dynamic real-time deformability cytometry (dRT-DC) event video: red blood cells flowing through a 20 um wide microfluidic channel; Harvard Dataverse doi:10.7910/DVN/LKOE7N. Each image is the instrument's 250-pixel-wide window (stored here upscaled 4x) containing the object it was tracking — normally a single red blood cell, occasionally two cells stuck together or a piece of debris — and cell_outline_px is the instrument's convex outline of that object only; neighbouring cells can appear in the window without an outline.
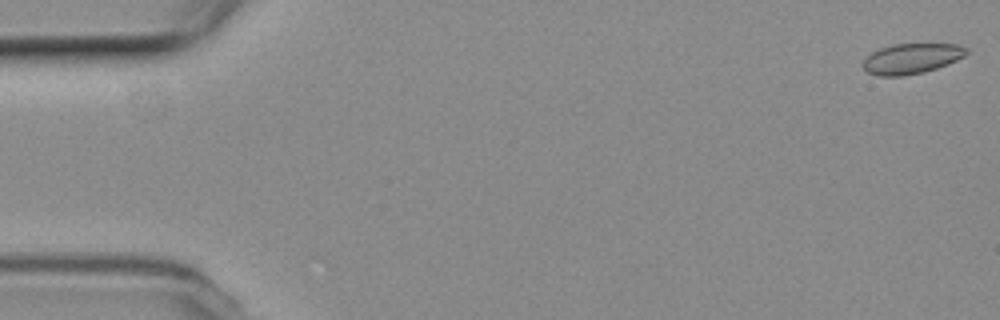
{"species": "common noctule bat (a hibernating species)", "species_latin": "Nyctalus noctula", "temperature_condition": "room temperature", "stored_images_in_passage": 55, "camera_frame_rate_fps": 3000, "um_per_image_px": 0.085, "animal": {"sex": "female", "body_mass_g": 19.3, "forearm_length_mm": 54.1}, "frame": {"image": 1, "passage_image": 1, "time_ms": 0.0, "image_size_px": [1000, 320], "cell_outline_px": [[968, 52], [964, 56], [948, 64], [924, 72], [904, 76], [880, 76], [868, 72], [864, 68], [864, 60], [872, 52], [880, 48], [892, 44], [956, 44], [968, 48]], "centroid_in_image_um": [77.5, 4.98], "position_along_channel_um": 7.5, "area_um2": 18.15}}
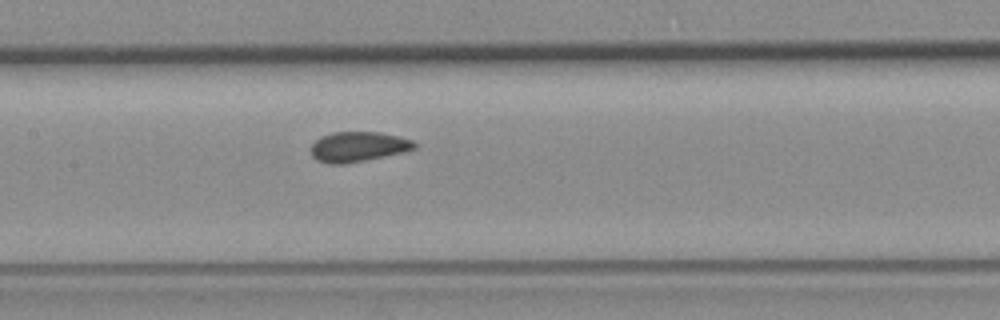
{"frame": {"image": 2, "passage_image": 26, "time_ms": 8.333, "image_size_px": [1000, 320], "cell_outline_px": [[416, 148], [404, 152], [344, 164], [328, 164], [316, 160], [312, 156], [312, 144], [320, 136], [332, 132], [380, 132], [412, 140], [416, 144]], "centroid_in_image_um": [30.41, 12.47], "position_along_channel_um": 177.0, "area_um2": 18.03}}
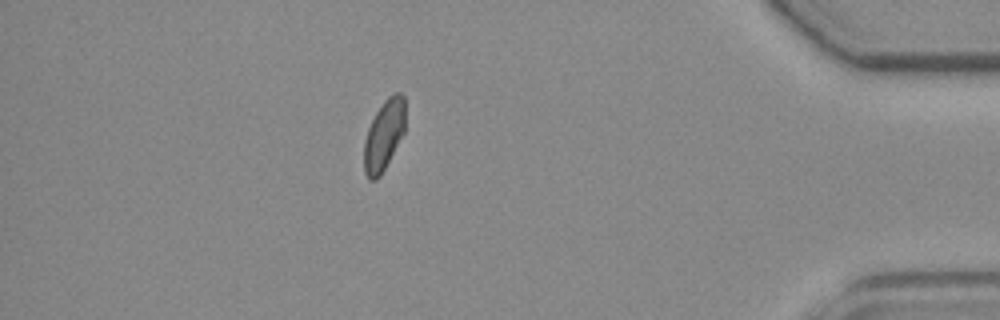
{"frame": {"image": 3, "passage_image": 48, "time_ms": 15.667, "image_size_px": [1000, 320], "cell_outline_px": [[404, 132], [380, 176], [376, 180], [368, 180], [364, 172], [364, 140], [368, 128], [376, 112], [384, 100], [388, 96], [396, 92], [400, 92], [404, 96]], "centroid_in_image_um": [32.61, 11.49], "position_along_channel_um": 402.6, "area_um2": 16.76}}